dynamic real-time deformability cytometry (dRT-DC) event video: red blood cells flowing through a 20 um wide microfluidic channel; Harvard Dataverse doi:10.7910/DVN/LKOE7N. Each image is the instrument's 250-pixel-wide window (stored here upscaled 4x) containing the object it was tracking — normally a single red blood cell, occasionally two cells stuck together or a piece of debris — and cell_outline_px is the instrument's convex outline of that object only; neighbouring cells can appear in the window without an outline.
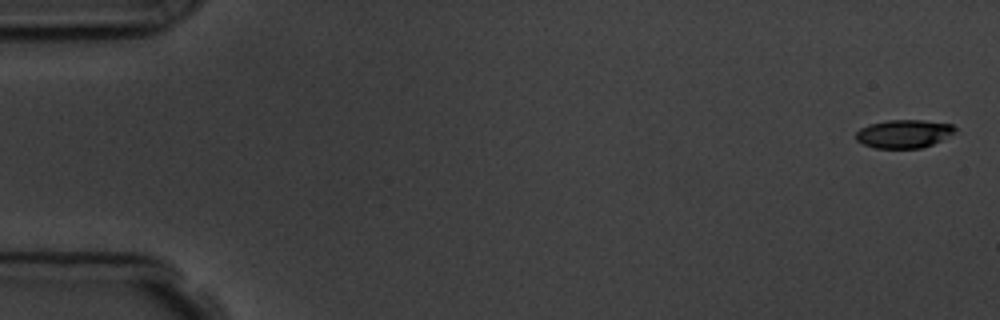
{"species": "common noctule bat (a hibernating species)", "species_latin": "Nyctalus noctula", "temperature_condition": "room temperature", "stored_images_in_passage": 7, "camera_frame_rate_fps": 3000, "um_per_image_px": 0.085, "animal": {"sex": "male", "body_mass_g": 19.5, "forearm_length_mm": 54.6}, "frame": {"image": 1, "passage_image": 1, "time_ms": 0.0, "image_size_px": [1000, 320], "cell_outline_px": [[956, 128], [952, 132], [940, 140], [932, 144], [920, 148], [876, 148], [864, 144], [856, 140], [856, 132], [860, 128], [868, 124], [888, 120], [924, 120], [952, 124]], "centroid_in_image_um": [76.78, 11.36], "position_along_channel_um": 8.2, "area_um2": 16.13}}
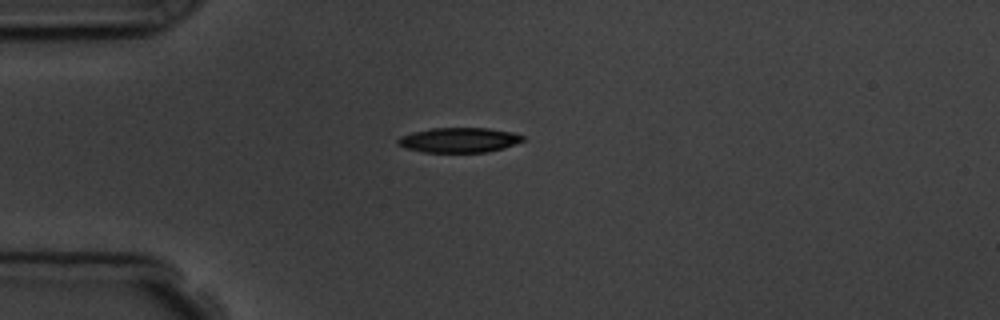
{"frame": {"image": 2, "passage_image": 5, "time_ms": 4.333, "image_size_px": [1000, 320], "cell_outline_px": [[524, 140], [504, 148], [488, 152], [424, 152], [404, 148], [396, 140], [400, 136], [412, 132], [432, 128], [488, 128], [512, 132], [524, 136]], "centroid_in_image_um": [39.01, 11.9], "position_along_channel_um": 46.0, "area_um2": 18.09}}
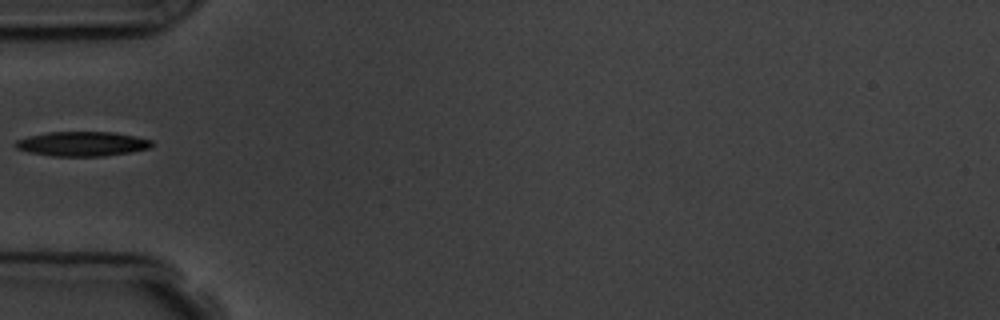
{"frame": {"image": 3, "passage_image": 6, "time_ms": 5.667, "image_size_px": [1000, 320], "cell_outline_px": [[152, 144], [148, 148], [128, 152], [104, 156], [52, 156], [28, 152], [16, 148], [12, 144], [16, 140], [28, 136], [48, 132], [112, 132], [152, 140]], "centroid_in_image_um": [6.9, 12.23], "position_along_channel_um": 78.1, "area_um2": 19.36}}